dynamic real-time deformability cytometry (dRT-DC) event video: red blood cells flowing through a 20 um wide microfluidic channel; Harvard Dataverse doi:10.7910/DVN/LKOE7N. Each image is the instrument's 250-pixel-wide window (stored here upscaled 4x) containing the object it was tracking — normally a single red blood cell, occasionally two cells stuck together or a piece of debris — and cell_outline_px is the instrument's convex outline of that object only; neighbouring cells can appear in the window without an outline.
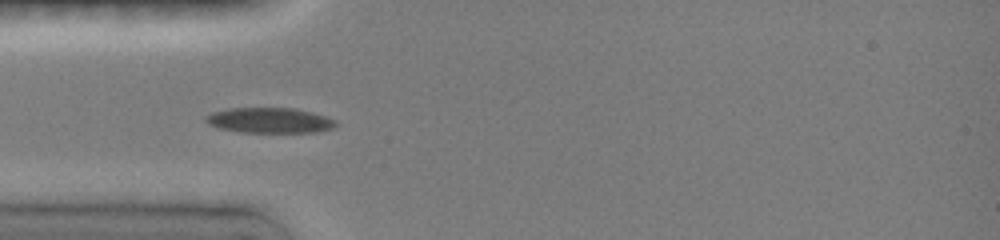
{"species": "common noctule bat (a hibernating species)", "species_latin": "Nyctalus noctula", "temperature_condition": "room temperature", "stored_images_in_passage": 10, "camera_frame_rate_fps": 3000, "um_per_image_px": 0.085, "animal": {"sex": "female", "body_mass_g": 19.0, "forearm_length_mm": 51.5}, "frame": {"image": 1, "passage_image": 1, "time_ms": 0.0, "image_size_px": [1000, 240], "cell_outline_px": [[336, 128], [316, 132], [240, 132], [216, 128], [208, 124], [204, 120], [204, 116], [212, 112], [224, 108], [296, 108], [312, 112], [336, 120]], "centroid_in_image_um": [22.87, 10.23], "position_along_channel_um": 62.1, "area_um2": 19.48}}
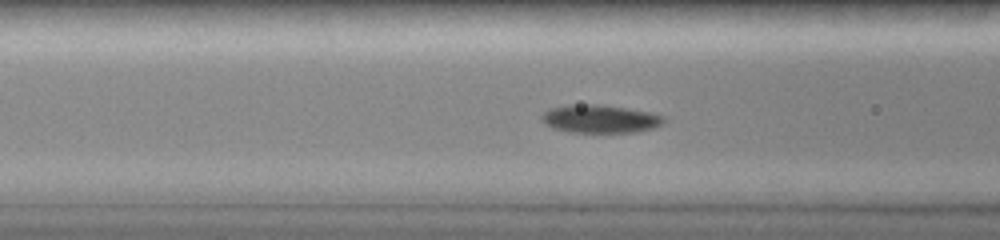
{"frame": {"image": 2, "passage_image": 8, "time_ms": 1.333, "image_size_px": [1000, 240], "cell_outline_px": [[664, 120], [656, 128], [636, 132], [568, 132], [552, 128], [544, 124], [540, 120], [540, 116], [548, 108], [568, 104], [596, 104], [624, 108], [648, 112], [664, 116]], "centroid_in_image_um": [50.92, 10.1], "position_along_channel_um": 115.7, "area_um2": 20.11}}